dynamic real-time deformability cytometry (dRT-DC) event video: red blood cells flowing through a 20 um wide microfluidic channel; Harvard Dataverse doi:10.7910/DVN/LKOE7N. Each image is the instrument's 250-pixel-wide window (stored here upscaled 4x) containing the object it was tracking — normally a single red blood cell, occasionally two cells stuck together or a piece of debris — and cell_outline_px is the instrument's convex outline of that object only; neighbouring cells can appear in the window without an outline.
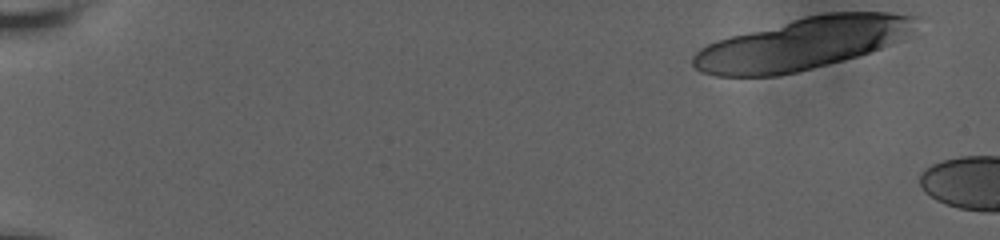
{"species": "human", "species_latin": "Homo sapiens", "temperature_condition": "room temperature", "stored_images_in_passage": 16, "camera_frame_rate_fps": 3000, "um_per_image_px": 0.085, "donor": {"sex": "male"}, "frame": {"image": 1, "passage_image": 1, "time_ms": 0.0, "image_size_px": [1000, 240], "cell_outline_px": [[920, 16], [880, 48], [856, 56], [812, 68], [780, 76], [716, 76], [700, 72], [692, 64], [692, 56], [700, 48], [716, 40], [804, 16], [828, 12], [888, 12]], "centroid_in_image_um": [67.99, 3.72], "position_along_channel_um": 17.0, "area_um2": 65.49}}